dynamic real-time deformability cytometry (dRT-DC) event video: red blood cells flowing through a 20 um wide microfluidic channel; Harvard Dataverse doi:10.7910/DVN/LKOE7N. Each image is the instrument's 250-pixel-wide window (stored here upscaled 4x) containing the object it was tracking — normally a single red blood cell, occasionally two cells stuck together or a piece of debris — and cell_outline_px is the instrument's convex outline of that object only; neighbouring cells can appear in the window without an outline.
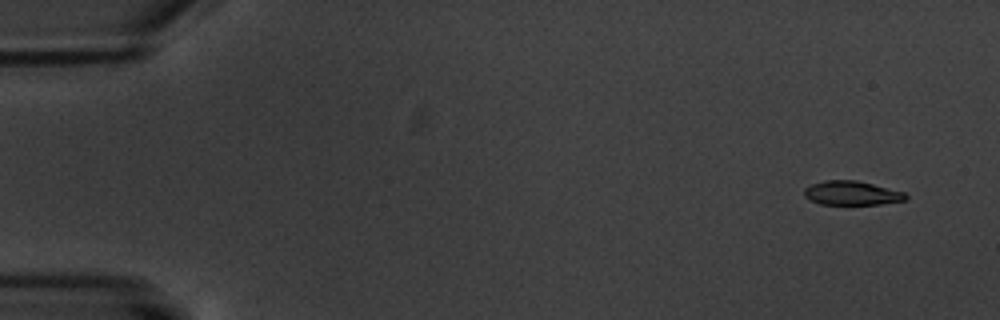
{"species": "common noctule bat (a hibernating species)", "species_latin": "Nyctalus noctula", "temperature_condition": "warm", "stored_images_in_passage": 5, "camera_frame_rate_fps": 3000, "um_per_image_px": 0.085, "animal": {"sex": "male", "body_mass_g": 20.1, "forearm_length_mm": 53.5}, "frame": {"image": 1, "passage_image": 1, "time_ms": 0.0, "image_size_px": [1000, 320], "cell_outline_px": [[908, 196], [904, 200], [880, 204], [820, 204], [804, 196], [804, 188], [812, 184], [824, 180], [856, 180], [904, 192]], "centroid_in_image_um": [72.37, 16.4], "position_along_channel_um": 12.6, "area_um2": 14.05}}
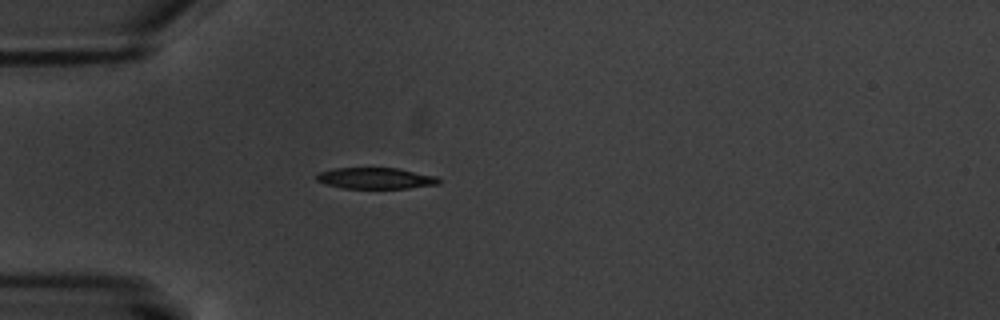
{"frame": {"image": 2, "passage_image": 5, "time_ms": 4.667, "image_size_px": [1000, 320], "cell_outline_px": [[440, 184], [408, 188], [344, 188], [324, 184], [316, 180], [316, 176], [320, 172], [332, 168], [396, 168], [436, 176], [440, 180]], "centroid_in_image_um": [31.91, 15.15], "position_along_channel_um": 53.1, "area_um2": 15.03}}